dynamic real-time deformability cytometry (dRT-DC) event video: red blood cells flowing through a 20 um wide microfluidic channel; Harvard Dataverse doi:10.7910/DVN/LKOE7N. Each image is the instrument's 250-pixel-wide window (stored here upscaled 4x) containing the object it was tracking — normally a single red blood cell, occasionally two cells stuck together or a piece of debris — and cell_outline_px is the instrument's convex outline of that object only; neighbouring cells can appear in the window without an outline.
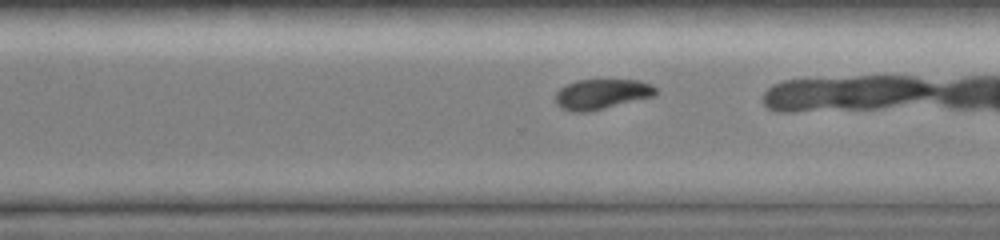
{"species": "common noctule bat (a hibernating species)", "species_latin": "Nyctalus noctula", "temperature_condition": "room temperature", "stored_images_in_passage": 29, "camera_frame_rate_fps": 3000, "um_per_image_px": 0.085, "animal": {"sex": "female", "body_mass_g": 19.0, "forearm_length_mm": 51.5}, "frame": {"image": 1, "passage_image": 23, "time_ms": 8.333, "image_size_px": [1000, 240], "cell_outline_px": [[656, 92], [652, 96], [588, 112], [572, 112], [560, 108], [556, 104], [556, 92], [560, 88], [576, 80], [640, 80], [652, 84], [656, 88]], "centroid_in_image_um": [51.1, 8.0], "position_along_channel_um": 319.5, "area_um2": 17.46}}
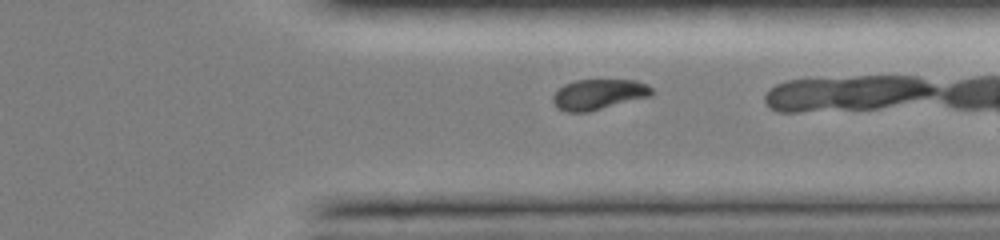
{"frame": {"image": 2, "passage_image": 26, "time_ms": 9.333, "image_size_px": [1000, 240], "cell_outline_px": [[656, 92], [648, 96], [588, 112], [568, 112], [556, 108], [552, 100], [552, 96], [564, 84], [576, 80], [636, 80], [652, 88]], "centroid_in_image_um": [50.84, 8.02], "position_along_channel_um": 360.6, "area_um2": 17.34}}